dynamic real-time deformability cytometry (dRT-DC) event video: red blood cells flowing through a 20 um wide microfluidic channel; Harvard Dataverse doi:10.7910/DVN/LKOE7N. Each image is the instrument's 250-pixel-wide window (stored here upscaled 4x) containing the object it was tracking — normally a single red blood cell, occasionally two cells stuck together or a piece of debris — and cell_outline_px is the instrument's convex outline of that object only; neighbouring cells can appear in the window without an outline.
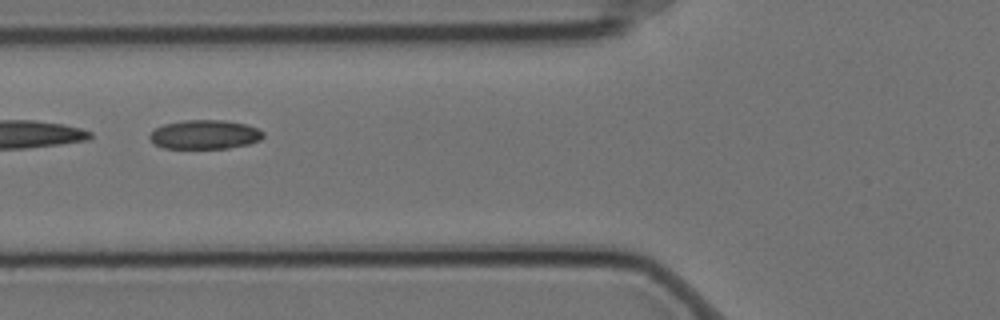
{"species": "Egyptian fruit bat (a non-hibernating species)", "species_latin": "Rousettus aegyptiacus", "temperature_condition": "cold", "stored_images_in_passage": 6, "camera_frame_rate_fps": 3000, "um_per_image_px": 0.085, "animal": {"sex": "female"}, "frame": {"image": 1, "passage_image": 6, "time_ms": 1.667, "image_size_px": [1000, 320], "cell_outline_px": [[264, 136], [260, 140], [248, 144], [228, 148], [164, 148], [156, 144], [148, 136], [156, 128], [164, 124], [184, 120], [224, 120], [244, 124], [256, 128], [264, 132]], "centroid_in_image_um": [17.42, 11.43], "position_along_channel_um": 108.4, "area_um2": 19.07}}